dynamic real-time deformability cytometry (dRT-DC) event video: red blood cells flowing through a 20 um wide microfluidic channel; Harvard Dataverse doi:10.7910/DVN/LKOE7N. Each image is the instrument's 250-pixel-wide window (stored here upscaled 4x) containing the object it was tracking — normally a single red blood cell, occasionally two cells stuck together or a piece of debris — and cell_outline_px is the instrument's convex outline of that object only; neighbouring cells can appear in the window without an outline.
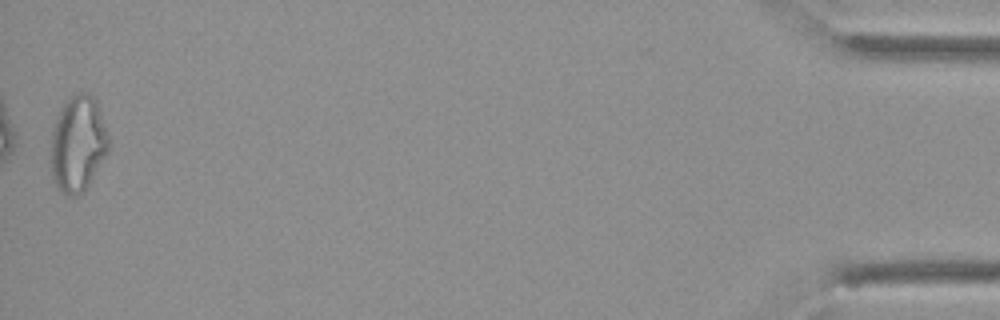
{"species": "Egyptian fruit bat (a non-hibernating species)", "species_latin": "Rousettus aegyptiacus", "temperature_condition": "cold", "stored_images_in_passage": 39, "camera_frame_rate_fps": 3000, "um_per_image_px": 0.085, "animal": {"sex": "female"}, "frame": {"image": 1, "passage_image": 39, "time_ms": 12.667, "image_size_px": [1000, 320], "cell_outline_px": [[108, 152], [84, 192], [76, 196], [68, 196], [56, 188], [52, 176], [52, 132], [56, 116], [64, 100], [68, 96], [76, 92], [88, 92], [96, 96], [108, 136]], "centroid_in_image_um": [6.63, 12.17], "position_along_channel_um": 428.6, "area_um2": 32.71}, "authors_computed_cell_mechanics": {"area_um2": 22.6576, "velocity_mm_per_s": 3.6332, "shape_relaxation_time_tau1_ms": null, "shape_relaxation_time_tau2_ms": 2.0232, "deformation_change_tau1": null, "deformation_change_tau2": 0.1321}}